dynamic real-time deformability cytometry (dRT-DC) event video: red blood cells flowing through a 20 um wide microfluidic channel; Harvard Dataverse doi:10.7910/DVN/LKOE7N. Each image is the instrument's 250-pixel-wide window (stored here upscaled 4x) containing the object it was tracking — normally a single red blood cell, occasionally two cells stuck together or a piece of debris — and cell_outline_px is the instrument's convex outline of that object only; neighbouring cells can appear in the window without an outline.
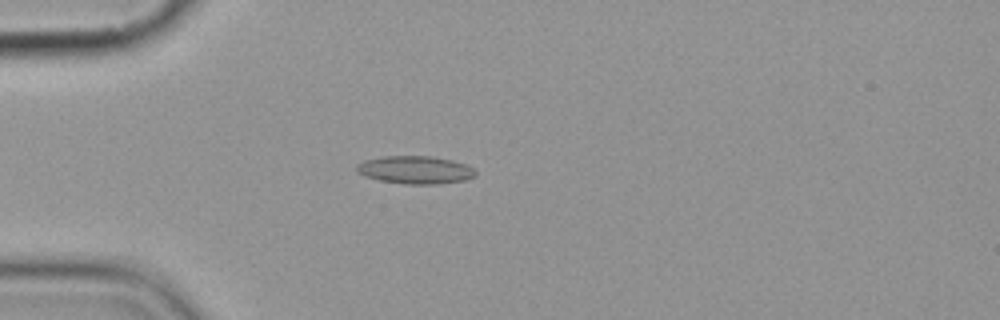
{"species": "common noctule bat (a hibernating species)", "species_latin": "Nyctalus noctula", "temperature_condition": "cold", "stored_images_in_passage": 11, "camera_frame_rate_fps": 3000, "um_per_image_px": 0.085, "animal": {"sex": "female", "body_mass_g": 19.9}, "frame": {"image": 1, "passage_image": 4, "time_ms": 4.333, "image_size_px": [1000, 320], "cell_outline_px": [[476, 176], [464, 180], [436, 184], [404, 184], [380, 180], [364, 176], [356, 172], [356, 164], [364, 160], [380, 156], [428, 156], [452, 160], [464, 164], [472, 168], [476, 172]], "centroid_in_image_um": [35.25, 14.44], "position_along_channel_um": 49.8, "area_um2": 19.31}}
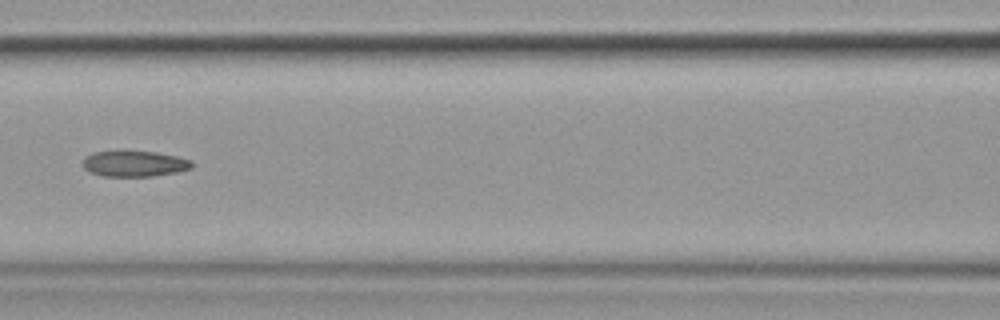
{"frame": {"image": 2, "passage_image": 7, "time_ms": 7.667, "image_size_px": [1000, 320], "cell_outline_px": [[192, 168], [176, 172], [152, 176], [104, 176], [88, 172], [80, 164], [84, 156], [92, 152], [120, 148], [124, 148], [156, 152], [176, 156], [192, 160]], "centroid_in_image_um": [11.32, 13.86], "position_along_channel_um": 155.3, "area_um2": 17.34}}
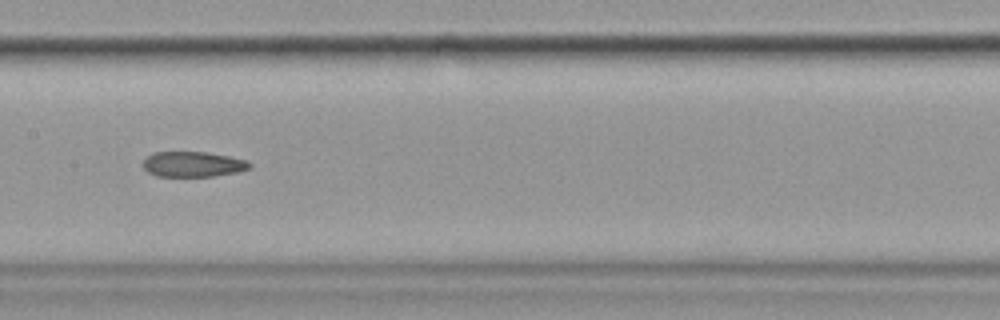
{"frame": {"image": 3, "passage_image": 8, "time_ms": 8.667, "image_size_px": [1000, 320], "cell_outline_px": [[252, 164], [248, 168], [236, 172], [212, 176], [156, 176], [148, 172], [144, 168], [144, 160], [152, 152], [204, 152], [228, 156], [248, 160]], "centroid_in_image_um": [16.39, 13.95], "position_along_channel_um": 191.0, "area_um2": 15.55}}